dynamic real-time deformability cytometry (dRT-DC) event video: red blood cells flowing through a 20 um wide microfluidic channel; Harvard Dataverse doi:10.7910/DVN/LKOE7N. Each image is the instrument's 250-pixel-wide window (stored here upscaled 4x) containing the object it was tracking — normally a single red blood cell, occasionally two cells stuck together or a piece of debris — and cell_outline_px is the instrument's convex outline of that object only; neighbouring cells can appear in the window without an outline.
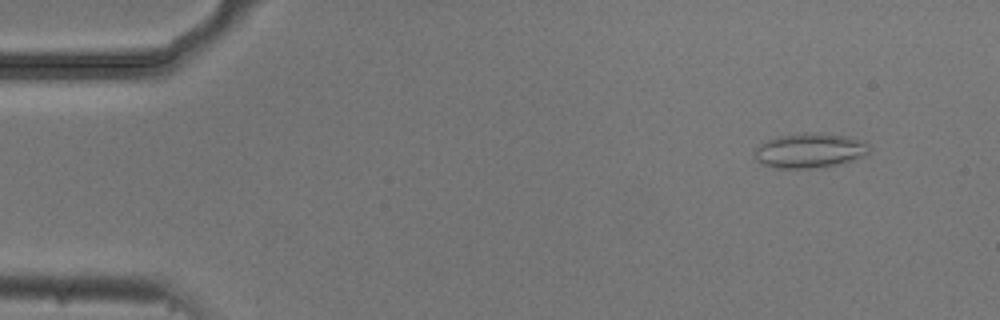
{"species": "common noctule bat (a hibernating species)", "species_latin": "Nyctalus noctula", "temperature_condition": "cold", "stored_images_in_passage": 4, "camera_frame_rate_fps": 3000, "um_per_image_px": 0.085, "animal": {"sex": "male", "body_mass_g": 20.5, "forearm_length_mm": 52.5}, "frame": {"image": 1, "passage_image": 1, "time_ms": 0.0, "image_size_px": [1000, 320], "cell_outline_px": [[868, 152], [864, 156], [840, 164], [808, 168], [776, 168], [764, 164], [756, 160], [752, 156], [752, 152], [760, 144], [768, 140], [780, 136], [804, 132], [816, 132], [848, 136], [864, 140], [868, 144]], "centroid_in_image_um": [68.82, 12.78], "position_along_channel_um": 16.2, "area_um2": 23.29}}
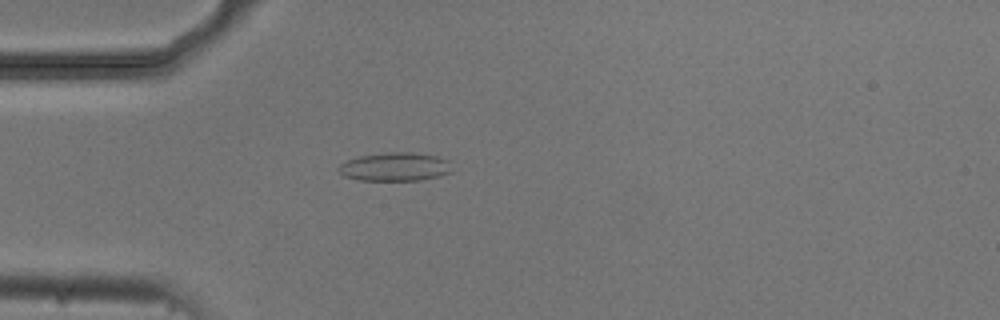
{"frame": {"image": 2, "passage_image": 3, "time_ms": 0.667, "image_size_px": [1000, 320], "cell_outline_px": [[452, 172], [420, 180], [360, 180], [344, 176], [336, 168], [340, 164], [348, 160], [360, 156], [388, 152], [412, 152], [436, 156], [448, 160]], "centroid_in_image_um": [33.56, 14.17], "position_along_channel_um": 51.4, "area_um2": 18.67}}